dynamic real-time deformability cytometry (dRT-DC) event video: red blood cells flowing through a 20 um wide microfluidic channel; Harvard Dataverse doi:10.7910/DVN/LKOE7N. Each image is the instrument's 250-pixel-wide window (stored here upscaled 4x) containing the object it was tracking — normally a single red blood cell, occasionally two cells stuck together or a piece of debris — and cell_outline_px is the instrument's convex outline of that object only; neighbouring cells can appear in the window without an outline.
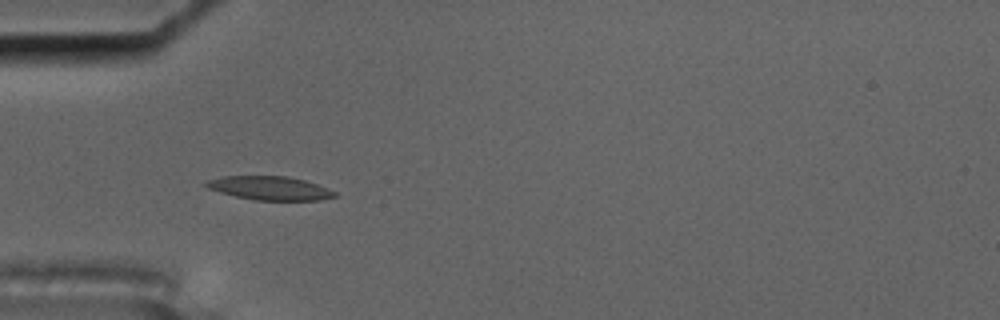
{"species": "common noctule bat (a hibernating species)", "species_latin": "Nyctalus noctula", "temperature_condition": "cold", "stored_images_in_passage": 57, "camera_frame_rate_fps": 3000, "um_per_image_px": 0.085, "animal": {"sex": "male", "body_mass_g": 17.5, "forearm_length_mm": 52.3}, "frame": {"image": 1, "passage_image": 18, "time_ms": 5.667, "image_size_px": [1000, 320], "cell_outline_px": [[336, 196], [320, 200], [256, 200], [236, 196], [220, 192], [208, 188], [204, 184], [208, 180], [224, 176], [288, 176], [304, 180], [316, 184], [336, 192]], "centroid_in_image_um": [22.93, 15.99], "position_along_channel_um": 62.1, "area_um2": 17.51}}
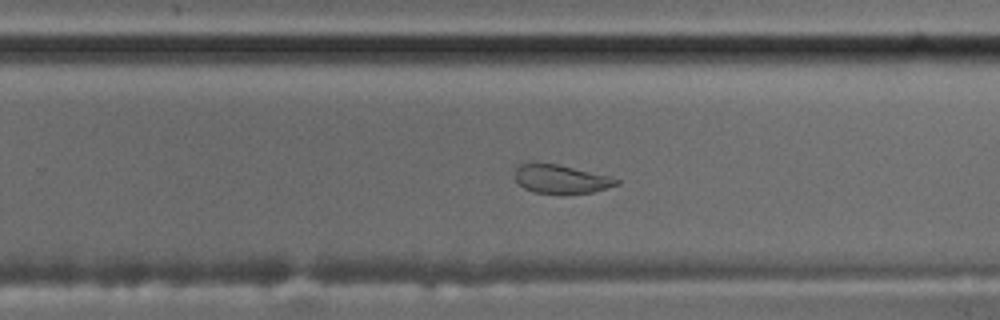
{"frame": {"image": 2, "passage_image": 37, "time_ms": 12.0, "image_size_px": [1000, 320], "cell_outline_px": [[620, 184], [592, 192], [560, 196], [536, 192], [524, 188], [516, 180], [516, 164], [528, 160], [532, 160], [556, 164], [608, 176], [620, 180]], "centroid_in_image_um": [47.61, 15.22], "position_along_channel_um": 282.2, "area_um2": 17.57}}
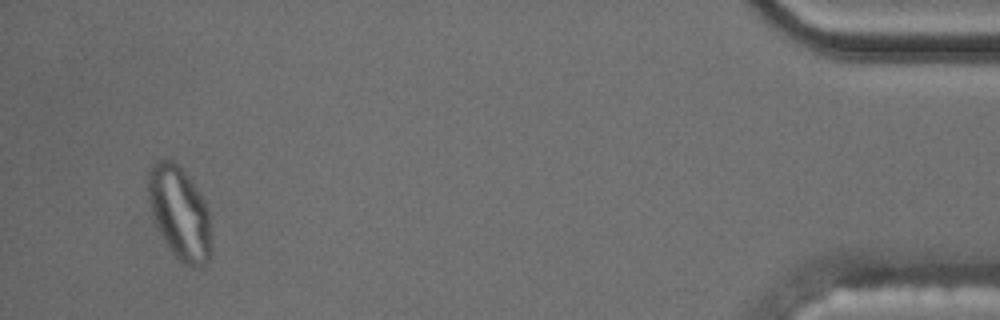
{"frame": {"image": 3, "passage_image": 55, "time_ms": 18.0, "image_size_px": [1000, 320], "cell_outline_px": [[212, 252], [204, 268], [192, 268], [184, 264], [172, 252], [156, 228], [148, 196], [148, 168], [156, 160], [172, 160], [184, 172], [196, 188], [204, 200], [208, 208], [212, 248]], "centroid_in_image_um": [15.28, 18.15], "position_along_channel_um": 419.9, "area_um2": 34.33}}